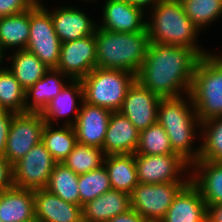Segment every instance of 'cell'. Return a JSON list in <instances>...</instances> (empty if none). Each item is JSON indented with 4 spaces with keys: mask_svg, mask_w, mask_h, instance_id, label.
<instances>
[{
    "mask_svg": "<svg viewBox=\"0 0 222 222\" xmlns=\"http://www.w3.org/2000/svg\"><path fill=\"white\" fill-rule=\"evenodd\" d=\"M136 80L131 72L96 67L80 81L83 101L94 106L119 111L128 89Z\"/></svg>",
    "mask_w": 222,
    "mask_h": 222,
    "instance_id": "obj_6",
    "label": "cell"
},
{
    "mask_svg": "<svg viewBox=\"0 0 222 222\" xmlns=\"http://www.w3.org/2000/svg\"><path fill=\"white\" fill-rule=\"evenodd\" d=\"M190 96L201 122L222 117V56L206 54L197 62Z\"/></svg>",
    "mask_w": 222,
    "mask_h": 222,
    "instance_id": "obj_5",
    "label": "cell"
},
{
    "mask_svg": "<svg viewBox=\"0 0 222 222\" xmlns=\"http://www.w3.org/2000/svg\"><path fill=\"white\" fill-rule=\"evenodd\" d=\"M138 183L161 184L170 182H189L181 179L190 165L178 154L143 155L134 154ZM183 180V181H182Z\"/></svg>",
    "mask_w": 222,
    "mask_h": 222,
    "instance_id": "obj_11",
    "label": "cell"
},
{
    "mask_svg": "<svg viewBox=\"0 0 222 222\" xmlns=\"http://www.w3.org/2000/svg\"><path fill=\"white\" fill-rule=\"evenodd\" d=\"M78 189L80 206L111 190L108 172L104 165L96 170L79 175Z\"/></svg>",
    "mask_w": 222,
    "mask_h": 222,
    "instance_id": "obj_34",
    "label": "cell"
},
{
    "mask_svg": "<svg viewBox=\"0 0 222 222\" xmlns=\"http://www.w3.org/2000/svg\"><path fill=\"white\" fill-rule=\"evenodd\" d=\"M36 222H83L82 206L62 200L47 189L34 190Z\"/></svg>",
    "mask_w": 222,
    "mask_h": 222,
    "instance_id": "obj_17",
    "label": "cell"
},
{
    "mask_svg": "<svg viewBox=\"0 0 222 222\" xmlns=\"http://www.w3.org/2000/svg\"><path fill=\"white\" fill-rule=\"evenodd\" d=\"M79 107L80 111L73 125L77 142L102 149L112 111L84 101Z\"/></svg>",
    "mask_w": 222,
    "mask_h": 222,
    "instance_id": "obj_14",
    "label": "cell"
},
{
    "mask_svg": "<svg viewBox=\"0 0 222 222\" xmlns=\"http://www.w3.org/2000/svg\"><path fill=\"white\" fill-rule=\"evenodd\" d=\"M200 156L198 160L222 162V117H214L201 122Z\"/></svg>",
    "mask_w": 222,
    "mask_h": 222,
    "instance_id": "obj_32",
    "label": "cell"
},
{
    "mask_svg": "<svg viewBox=\"0 0 222 222\" xmlns=\"http://www.w3.org/2000/svg\"><path fill=\"white\" fill-rule=\"evenodd\" d=\"M113 190L131 194L138 184L134 154L108 155L104 163Z\"/></svg>",
    "mask_w": 222,
    "mask_h": 222,
    "instance_id": "obj_25",
    "label": "cell"
},
{
    "mask_svg": "<svg viewBox=\"0 0 222 222\" xmlns=\"http://www.w3.org/2000/svg\"><path fill=\"white\" fill-rule=\"evenodd\" d=\"M30 9L26 12L0 17V47L26 49L30 34ZM6 48V49H5Z\"/></svg>",
    "mask_w": 222,
    "mask_h": 222,
    "instance_id": "obj_26",
    "label": "cell"
},
{
    "mask_svg": "<svg viewBox=\"0 0 222 222\" xmlns=\"http://www.w3.org/2000/svg\"><path fill=\"white\" fill-rule=\"evenodd\" d=\"M0 109L15 114L26 112L25 89L8 68L0 71Z\"/></svg>",
    "mask_w": 222,
    "mask_h": 222,
    "instance_id": "obj_31",
    "label": "cell"
},
{
    "mask_svg": "<svg viewBox=\"0 0 222 222\" xmlns=\"http://www.w3.org/2000/svg\"><path fill=\"white\" fill-rule=\"evenodd\" d=\"M34 4L33 0H0V17L26 12Z\"/></svg>",
    "mask_w": 222,
    "mask_h": 222,
    "instance_id": "obj_36",
    "label": "cell"
},
{
    "mask_svg": "<svg viewBox=\"0 0 222 222\" xmlns=\"http://www.w3.org/2000/svg\"><path fill=\"white\" fill-rule=\"evenodd\" d=\"M10 59L12 64L8 69L25 90L34 85L49 70L36 55L26 49L15 51Z\"/></svg>",
    "mask_w": 222,
    "mask_h": 222,
    "instance_id": "obj_27",
    "label": "cell"
},
{
    "mask_svg": "<svg viewBox=\"0 0 222 222\" xmlns=\"http://www.w3.org/2000/svg\"><path fill=\"white\" fill-rule=\"evenodd\" d=\"M190 167L196 170L190 181L199 189L206 206L222 203V162L197 160Z\"/></svg>",
    "mask_w": 222,
    "mask_h": 222,
    "instance_id": "obj_22",
    "label": "cell"
},
{
    "mask_svg": "<svg viewBox=\"0 0 222 222\" xmlns=\"http://www.w3.org/2000/svg\"><path fill=\"white\" fill-rule=\"evenodd\" d=\"M207 206L199 189L189 181L176 195L160 222H206Z\"/></svg>",
    "mask_w": 222,
    "mask_h": 222,
    "instance_id": "obj_18",
    "label": "cell"
},
{
    "mask_svg": "<svg viewBox=\"0 0 222 222\" xmlns=\"http://www.w3.org/2000/svg\"><path fill=\"white\" fill-rule=\"evenodd\" d=\"M201 57L184 46L149 42L136 81L161 98H177L183 91L188 95Z\"/></svg>",
    "mask_w": 222,
    "mask_h": 222,
    "instance_id": "obj_1",
    "label": "cell"
},
{
    "mask_svg": "<svg viewBox=\"0 0 222 222\" xmlns=\"http://www.w3.org/2000/svg\"><path fill=\"white\" fill-rule=\"evenodd\" d=\"M107 222H147L138 212L130 209L124 213L112 217Z\"/></svg>",
    "mask_w": 222,
    "mask_h": 222,
    "instance_id": "obj_39",
    "label": "cell"
},
{
    "mask_svg": "<svg viewBox=\"0 0 222 222\" xmlns=\"http://www.w3.org/2000/svg\"><path fill=\"white\" fill-rule=\"evenodd\" d=\"M103 24L99 28L115 32H147L145 12L127 0H105Z\"/></svg>",
    "mask_w": 222,
    "mask_h": 222,
    "instance_id": "obj_15",
    "label": "cell"
},
{
    "mask_svg": "<svg viewBox=\"0 0 222 222\" xmlns=\"http://www.w3.org/2000/svg\"><path fill=\"white\" fill-rule=\"evenodd\" d=\"M29 32L26 50L36 55L49 69H56L62 43L54 30L51 14L41 3L30 8Z\"/></svg>",
    "mask_w": 222,
    "mask_h": 222,
    "instance_id": "obj_7",
    "label": "cell"
},
{
    "mask_svg": "<svg viewBox=\"0 0 222 222\" xmlns=\"http://www.w3.org/2000/svg\"><path fill=\"white\" fill-rule=\"evenodd\" d=\"M14 186L13 165L4 155H0V192Z\"/></svg>",
    "mask_w": 222,
    "mask_h": 222,
    "instance_id": "obj_37",
    "label": "cell"
},
{
    "mask_svg": "<svg viewBox=\"0 0 222 222\" xmlns=\"http://www.w3.org/2000/svg\"><path fill=\"white\" fill-rule=\"evenodd\" d=\"M187 96L188 102L182 96L161 98L157 110V122L165 129L173 153L178 154L191 166L200 156V146L193 150L192 143L196 135L195 130L201 128V121L197 117L190 94Z\"/></svg>",
    "mask_w": 222,
    "mask_h": 222,
    "instance_id": "obj_2",
    "label": "cell"
},
{
    "mask_svg": "<svg viewBox=\"0 0 222 222\" xmlns=\"http://www.w3.org/2000/svg\"><path fill=\"white\" fill-rule=\"evenodd\" d=\"M206 222H222V203L209 205L207 207Z\"/></svg>",
    "mask_w": 222,
    "mask_h": 222,
    "instance_id": "obj_40",
    "label": "cell"
},
{
    "mask_svg": "<svg viewBox=\"0 0 222 222\" xmlns=\"http://www.w3.org/2000/svg\"><path fill=\"white\" fill-rule=\"evenodd\" d=\"M45 124L44 117L39 112L14 114L4 152V156L12 165L42 141Z\"/></svg>",
    "mask_w": 222,
    "mask_h": 222,
    "instance_id": "obj_9",
    "label": "cell"
},
{
    "mask_svg": "<svg viewBox=\"0 0 222 222\" xmlns=\"http://www.w3.org/2000/svg\"><path fill=\"white\" fill-rule=\"evenodd\" d=\"M54 30L61 43L93 35L97 24L85 12L73 7H62L53 12Z\"/></svg>",
    "mask_w": 222,
    "mask_h": 222,
    "instance_id": "obj_19",
    "label": "cell"
},
{
    "mask_svg": "<svg viewBox=\"0 0 222 222\" xmlns=\"http://www.w3.org/2000/svg\"><path fill=\"white\" fill-rule=\"evenodd\" d=\"M161 97L143 87L138 81L130 86L119 112L142 131L157 122V110Z\"/></svg>",
    "mask_w": 222,
    "mask_h": 222,
    "instance_id": "obj_13",
    "label": "cell"
},
{
    "mask_svg": "<svg viewBox=\"0 0 222 222\" xmlns=\"http://www.w3.org/2000/svg\"><path fill=\"white\" fill-rule=\"evenodd\" d=\"M188 182L138 183L130 194L131 209L147 222H160L179 191Z\"/></svg>",
    "mask_w": 222,
    "mask_h": 222,
    "instance_id": "obj_8",
    "label": "cell"
},
{
    "mask_svg": "<svg viewBox=\"0 0 222 222\" xmlns=\"http://www.w3.org/2000/svg\"><path fill=\"white\" fill-rule=\"evenodd\" d=\"M151 21H146L149 42L184 46L201 56L208 54L195 42L199 28L186 16L180 0H159L153 7Z\"/></svg>",
    "mask_w": 222,
    "mask_h": 222,
    "instance_id": "obj_4",
    "label": "cell"
},
{
    "mask_svg": "<svg viewBox=\"0 0 222 222\" xmlns=\"http://www.w3.org/2000/svg\"><path fill=\"white\" fill-rule=\"evenodd\" d=\"M64 76L69 79V81H66L69 83L71 79L61 71L57 69H49L40 80L25 90L26 112L41 113L48 103L65 87L66 83L64 84L62 82L63 79L61 78H64ZM30 96L32 101L29 100Z\"/></svg>",
    "mask_w": 222,
    "mask_h": 222,
    "instance_id": "obj_23",
    "label": "cell"
},
{
    "mask_svg": "<svg viewBox=\"0 0 222 222\" xmlns=\"http://www.w3.org/2000/svg\"><path fill=\"white\" fill-rule=\"evenodd\" d=\"M81 99L83 101V86L80 80H71L63 90L54 97L45 109L41 112L44 120L47 124L52 125V121L57 120L59 117L70 115L71 112L76 111L74 119L65 121L64 125L73 126L77 120L78 112L80 108L77 107L75 99Z\"/></svg>",
    "mask_w": 222,
    "mask_h": 222,
    "instance_id": "obj_24",
    "label": "cell"
},
{
    "mask_svg": "<svg viewBox=\"0 0 222 222\" xmlns=\"http://www.w3.org/2000/svg\"><path fill=\"white\" fill-rule=\"evenodd\" d=\"M136 153L143 155L173 154L169 137L158 122L140 131Z\"/></svg>",
    "mask_w": 222,
    "mask_h": 222,
    "instance_id": "obj_33",
    "label": "cell"
},
{
    "mask_svg": "<svg viewBox=\"0 0 222 222\" xmlns=\"http://www.w3.org/2000/svg\"><path fill=\"white\" fill-rule=\"evenodd\" d=\"M56 163L41 141L13 164L14 186L32 190L46 188Z\"/></svg>",
    "mask_w": 222,
    "mask_h": 222,
    "instance_id": "obj_10",
    "label": "cell"
},
{
    "mask_svg": "<svg viewBox=\"0 0 222 222\" xmlns=\"http://www.w3.org/2000/svg\"><path fill=\"white\" fill-rule=\"evenodd\" d=\"M53 125L45 124L42 131V143L57 163L64 161L77 143L73 126L63 125L54 129Z\"/></svg>",
    "mask_w": 222,
    "mask_h": 222,
    "instance_id": "obj_28",
    "label": "cell"
},
{
    "mask_svg": "<svg viewBox=\"0 0 222 222\" xmlns=\"http://www.w3.org/2000/svg\"><path fill=\"white\" fill-rule=\"evenodd\" d=\"M78 178L79 175L63 163H56L45 189L66 202L80 205Z\"/></svg>",
    "mask_w": 222,
    "mask_h": 222,
    "instance_id": "obj_29",
    "label": "cell"
},
{
    "mask_svg": "<svg viewBox=\"0 0 222 222\" xmlns=\"http://www.w3.org/2000/svg\"><path fill=\"white\" fill-rule=\"evenodd\" d=\"M140 131L119 111L112 112L103 143L105 156L135 154L139 144Z\"/></svg>",
    "mask_w": 222,
    "mask_h": 222,
    "instance_id": "obj_16",
    "label": "cell"
},
{
    "mask_svg": "<svg viewBox=\"0 0 222 222\" xmlns=\"http://www.w3.org/2000/svg\"><path fill=\"white\" fill-rule=\"evenodd\" d=\"M186 16L201 30L222 15V0H180ZM203 26V27H202Z\"/></svg>",
    "mask_w": 222,
    "mask_h": 222,
    "instance_id": "obj_35",
    "label": "cell"
},
{
    "mask_svg": "<svg viewBox=\"0 0 222 222\" xmlns=\"http://www.w3.org/2000/svg\"><path fill=\"white\" fill-rule=\"evenodd\" d=\"M104 158L105 154L101 148L77 142L68 157L61 163L77 175H81L100 168Z\"/></svg>",
    "mask_w": 222,
    "mask_h": 222,
    "instance_id": "obj_30",
    "label": "cell"
},
{
    "mask_svg": "<svg viewBox=\"0 0 222 222\" xmlns=\"http://www.w3.org/2000/svg\"><path fill=\"white\" fill-rule=\"evenodd\" d=\"M15 113L0 109V155H4L9 128Z\"/></svg>",
    "mask_w": 222,
    "mask_h": 222,
    "instance_id": "obj_38",
    "label": "cell"
},
{
    "mask_svg": "<svg viewBox=\"0 0 222 222\" xmlns=\"http://www.w3.org/2000/svg\"><path fill=\"white\" fill-rule=\"evenodd\" d=\"M35 3H41L40 1H38V0H33Z\"/></svg>",
    "mask_w": 222,
    "mask_h": 222,
    "instance_id": "obj_43",
    "label": "cell"
},
{
    "mask_svg": "<svg viewBox=\"0 0 222 222\" xmlns=\"http://www.w3.org/2000/svg\"><path fill=\"white\" fill-rule=\"evenodd\" d=\"M97 67L95 35L61 44L57 70L71 80H81Z\"/></svg>",
    "mask_w": 222,
    "mask_h": 222,
    "instance_id": "obj_12",
    "label": "cell"
},
{
    "mask_svg": "<svg viewBox=\"0 0 222 222\" xmlns=\"http://www.w3.org/2000/svg\"><path fill=\"white\" fill-rule=\"evenodd\" d=\"M128 2H130L132 5H134L135 7L141 8L143 11H145L144 7H146L147 5L150 6L152 5L155 6L159 0H127Z\"/></svg>",
    "mask_w": 222,
    "mask_h": 222,
    "instance_id": "obj_41",
    "label": "cell"
},
{
    "mask_svg": "<svg viewBox=\"0 0 222 222\" xmlns=\"http://www.w3.org/2000/svg\"><path fill=\"white\" fill-rule=\"evenodd\" d=\"M130 209V195L111 189L82 206L83 222H107Z\"/></svg>",
    "mask_w": 222,
    "mask_h": 222,
    "instance_id": "obj_21",
    "label": "cell"
},
{
    "mask_svg": "<svg viewBox=\"0 0 222 222\" xmlns=\"http://www.w3.org/2000/svg\"><path fill=\"white\" fill-rule=\"evenodd\" d=\"M94 35L97 67L137 75L149 45L147 32H115L97 27Z\"/></svg>",
    "mask_w": 222,
    "mask_h": 222,
    "instance_id": "obj_3",
    "label": "cell"
},
{
    "mask_svg": "<svg viewBox=\"0 0 222 222\" xmlns=\"http://www.w3.org/2000/svg\"><path fill=\"white\" fill-rule=\"evenodd\" d=\"M4 53H5V51L3 52V49L0 47V65L2 64L3 57H5V56H3ZM2 70H4V68H1V66H0V71H2Z\"/></svg>",
    "mask_w": 222,
    "mask_h": 222,
    "instance_id": "obj_42",
    "label": "cell"
},
{
    "mask_svg": "<svg viewBox=\"0 0 222 222\" xmlns=\"http://www.w3.org/2000/svg\"><path fill=\"white\" fill-rule=\"evenodd\" d=\"M0 221L36 222L34 190L13 186L1 192Z\"/></svg>",
    "mask_w": 222,
    "mask_h": 222,
    "instance_id": "obj_20",
    "label": "cell"
}]
</instances>
